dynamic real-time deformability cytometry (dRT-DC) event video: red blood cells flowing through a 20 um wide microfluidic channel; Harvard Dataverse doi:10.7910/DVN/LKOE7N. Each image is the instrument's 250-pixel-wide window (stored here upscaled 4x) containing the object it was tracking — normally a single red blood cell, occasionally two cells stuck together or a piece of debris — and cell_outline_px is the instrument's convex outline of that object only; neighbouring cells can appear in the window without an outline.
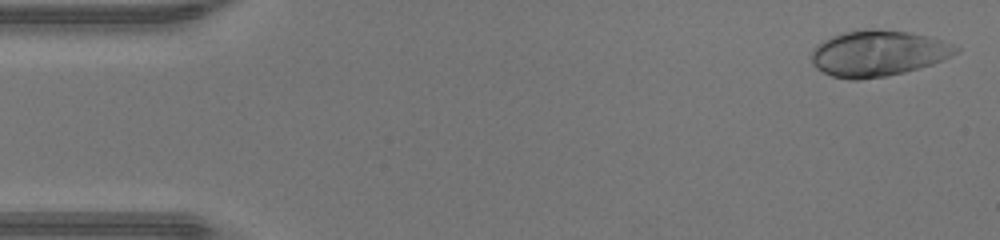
{"species": "human", "species_latin": "Homo sapiens", "temperature_condition": "warm", "stored_images_in_passage": 45, "camera_frame_rate_fps": 3000, "um_per_image_px": 0.085, "donor": {"sex": "male"}, "frame": {"image": 1, "passage_image": 1, "time_ms": 0.0, "image_size_px": [1000, 240], "cell_outline_px": [[960, 48], [956, 52], [932, 64], [904, 72], [884, 76], [856, 80], [852, 80], [832, 76], [816, 68], [812, 64], [812, 52], [816, 44], [832, 36], [844, 32], [864, 28], [872, 28], [908, 32], [928, 36], [940, 40]], "centroid_in_image_um": [74.57, 4.52], "position_along_channel_um": 10.4, "area_um2": 38.26}}
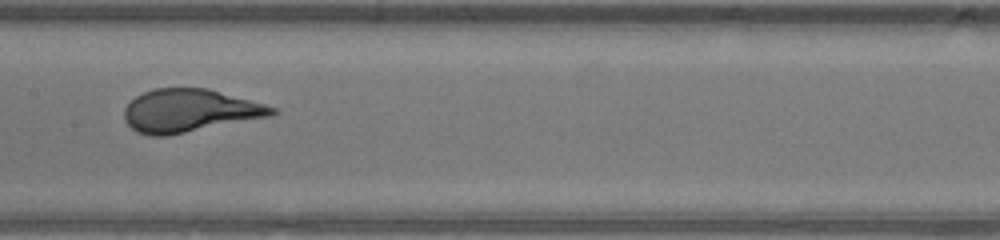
{"frame": {"image": 2, "passage_image": 22, "time_ms": 7.0, "image_size_px": [1000, 240], "cell_outline_px": [[280, 112], [272, 116], [168, 136], [152, 136], [136, 132], [124, 120], [124, 108], [136, 96], [144, 92], [156, 88], [208, 88], [264, 104], [276, 108]], "centroid_in_image_um": [16.12, 9.42], "position_along_channel_um": 191.3, "area_um2": 37.05}}
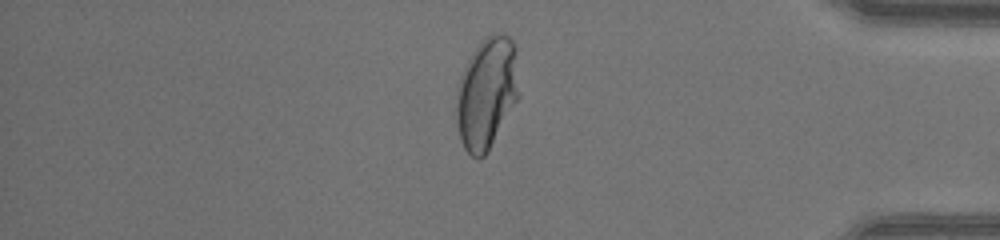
{"frame": {"image": 3, "passage_image": 38, "time_ms": 12.333, "image_size_px": [1000, 240], "cell_outline_px": [[520, 96], [484, 156], [480, 160], [476, 160], [464, 148], [460, 140], [456, 124], [456, 88], [460, 76], [468, 60], [484, 36], [492, 32], [504, 32], [512, 40], [516, 48]], "centroid_in_image_um": [41.37, 7.88], "position_along_channel_um": 393.8, "area_um2": 41.27}, "authors_computed_cell_mechanics": {"area_um2": 36.8764, "velocity_mm_per_s": 4.4175, "shape_relaxation_time_tau1_ms": 5.0304, "shape_relaxation_time_tau2_ms": null, "deformation_change_tau1": 0.2579, "deformation_change_tau2": null}}